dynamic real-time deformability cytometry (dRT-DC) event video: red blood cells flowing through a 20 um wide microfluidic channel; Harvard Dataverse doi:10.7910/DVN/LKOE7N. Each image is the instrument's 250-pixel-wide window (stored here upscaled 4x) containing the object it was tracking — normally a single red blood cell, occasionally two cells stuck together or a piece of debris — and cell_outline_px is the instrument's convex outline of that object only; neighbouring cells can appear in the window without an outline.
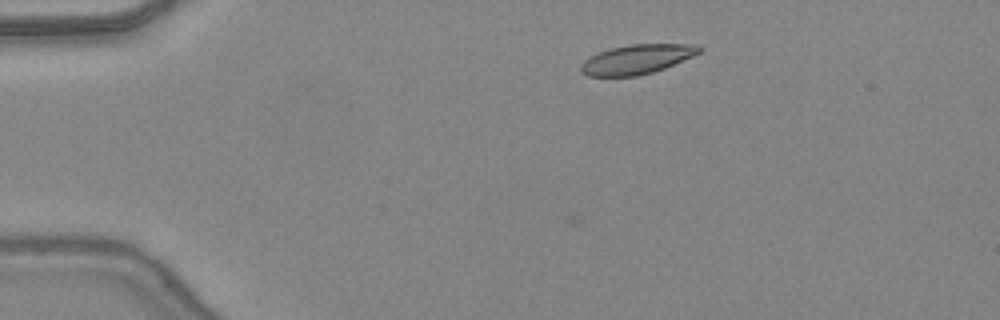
{"species": "common noctule bat (a hibernating species)", "species_latin": "Nyctalus noctula", "temperature_condition": "warm", "stored_images_in_passage": 2, "camera_frame_rate_fps": 3000, "um_per_image_px": 0.085, "animal": {"sex": "female", "body_mass_g": 24.6, "forearm_length_mm": 56.2}, "frame": {"image": 1, "passage_image": 2, "time_ms": 0.333, "image_size_px": [1000, 320], "cell_outline_px": [[704, 48], [700, 52], [692, 56], [664, 68], [652, 72], [636, 76], [588, 76], [580, 72], [580, 64], [588, 56], [612, 48], [632, 44], [696, 44]], "centroid_in_image_um": [54.11, 5.04], "position_along_channel_um": 30.9, "area_um2": 20.23}}